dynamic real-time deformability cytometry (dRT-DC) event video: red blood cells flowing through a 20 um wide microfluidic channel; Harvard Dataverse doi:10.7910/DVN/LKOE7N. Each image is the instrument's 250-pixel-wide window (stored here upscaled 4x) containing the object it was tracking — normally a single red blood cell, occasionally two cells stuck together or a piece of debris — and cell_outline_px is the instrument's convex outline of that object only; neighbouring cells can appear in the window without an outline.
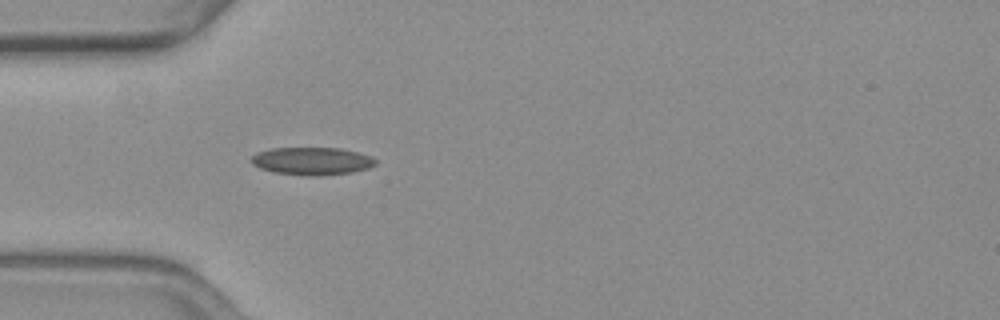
{"species": "common noctule bat (a hibernating species)", "species_latin": "Nyctalus noctula", "temperature_condition": "warm", "stored_images_in_passage": 40, "camera_frame_rate_fps": 3000, "um_per_image_px": 0.085, "animal": {"sex": "female", "body_mass_g": 19.3, "forearm_length_mm": 54.1}, "frame": {"image": 1, "passage_image": 1, "time_ms": 0.0, "image_size_px": [1000, 320], "cell_outline_px": [[376, 164], [368, 168], [352, 172], [320, 176], [308, 176], [272, 172], [260, 168], [252, 164], [248, 160], [256, 152], [272, 148], [340, 148], [372, 156], [376, 160]], "centroid_in_image_um": [26.48, 13.69], "position_along_channel_um": 58.5, "area_um2": 20.23}}
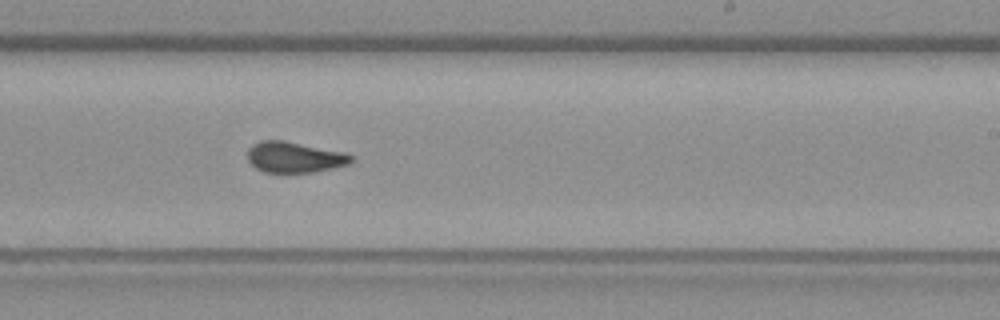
{"frame": {"image": 2, "passage_image": 18, "time_ms": 5.667, "image_size_px": [1000, 320], "cell_outline_px": [[352, 164], [312, 172], [264, 172], [256, 168], [248, 160], [248, 148], [252, 144], [260, 140], [284, 140], [344, 152], [352, 156]], "centroid_in_image_um": [25.02, 13.35], "position_along_channel_um": 264.0, "area_um2": 18.61}}
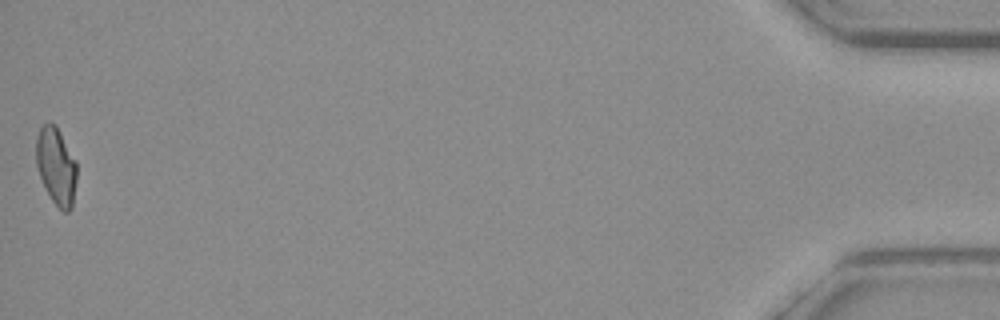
{"frame": {"image": 3, "passage_image": 40, "time_ms": 13.0, "image_size_px": [1000, 320], "cell_outline_px": [[76, 180], [72, 208], [68, 212], [64, 212], [52, 200], [40, 176], [36, 164], [36, 140], [40, 128], [44, 124], [56, 124], [76, 160]], "centroid_in_image_um": [4.79, 14.11], "position_along_channel_um": 430.4, "area_um2": 18.09}, "authors_computed_cell_mechanics": {"area_um2": 18.6116, "velocity_mm_per_s": 3.6821, "shape_relaxation_time_tau1_ms": null, "shape_relaxation_time_tau2_ms": 1.6479, "deformation_change_tau1": null, "deformation_change_tau2": 0.0611}}